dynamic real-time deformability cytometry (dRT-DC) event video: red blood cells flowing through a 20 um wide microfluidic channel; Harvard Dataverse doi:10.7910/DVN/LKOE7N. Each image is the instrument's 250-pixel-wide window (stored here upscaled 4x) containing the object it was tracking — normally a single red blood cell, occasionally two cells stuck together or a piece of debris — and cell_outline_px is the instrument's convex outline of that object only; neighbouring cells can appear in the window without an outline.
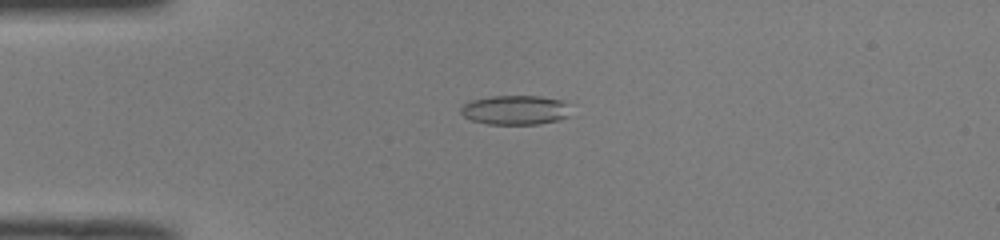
{"species": "common noctule bat (a hibernating species)", "species_latin": "Nyctalus noctula", "temperature_condition": "room temperature", "stored_images_in_passage": 45, "camera_frame_rate_fps": 3000, "um_per_image_px": 0.085, "animal": {"sex": "male", "body_mass_g": 19.0, "forearm_length_mm": 50.8}, "frame": {"image": 1, "passage_image": 7, "time_ms": 2.0, "image_size_px": [1000, 240], "cell_outline_px": [[568, 116], [560, 120], [540, 124], [488, 124], [472, 120], [464, 116], [460, 112], [460, 108], [468, 100], [492, 96], [540, 96], [564, 100]], "centroid_in_image_um": [43.76, 9.35], "position_along_channel_um": 41.2, "area_um2": 18.84}}
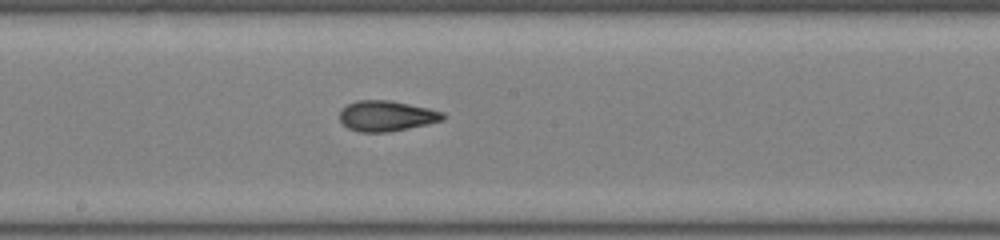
{"frame": {"image": 2, "passage_image": 22, "time_ms": 7.0, "image_size_px": [1000, 240], "cell_outline_px": [[448, 116], [444, 120], [428, 124], [388, 132], [360, 132], [348, 128], [340, 120], [340, 108], [356, 100], [392, 100], [428, 108], [444, 112]], "centroid_in_image_um": [32.88, 9.84], "position_along_channel_um": 215.3, "area_um2": 18.55}}
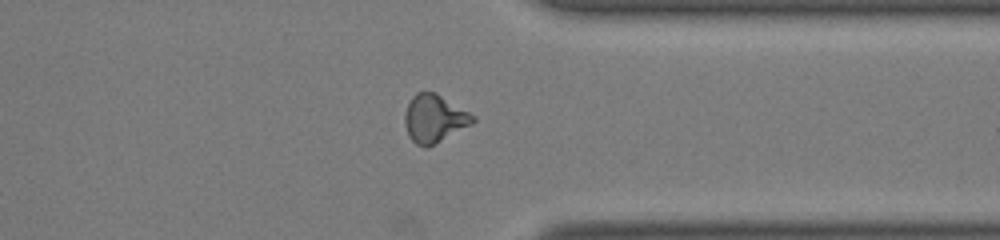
{"frame": {"image": 3, "passage_image": 34, "time_ms": 11.0, "image_size_px": [1000, 240], "cell_outline_px": [[476, 120], [472, 124], [424, 148], [416, 144], [408, 136], [404, 124], [404, 112], [412, 96], [416, 92], [436, 92], [476, 116]], "centroid_in_image_um": [36.89, 10.05], "position_along_channel_um": 374.5, "area_um2": 18.9}, "authors_computed_cell_mechanics": {"area_um2": 18.6694, "velocity_mm_per_s": 4.0428, "shape_relaxation_time_tau1_ms": null, "shape_relaxation_time_tau2_ms": 1.8833, "deformation_change_tau1": null, "deformation_change_tau2": 0.0802}}